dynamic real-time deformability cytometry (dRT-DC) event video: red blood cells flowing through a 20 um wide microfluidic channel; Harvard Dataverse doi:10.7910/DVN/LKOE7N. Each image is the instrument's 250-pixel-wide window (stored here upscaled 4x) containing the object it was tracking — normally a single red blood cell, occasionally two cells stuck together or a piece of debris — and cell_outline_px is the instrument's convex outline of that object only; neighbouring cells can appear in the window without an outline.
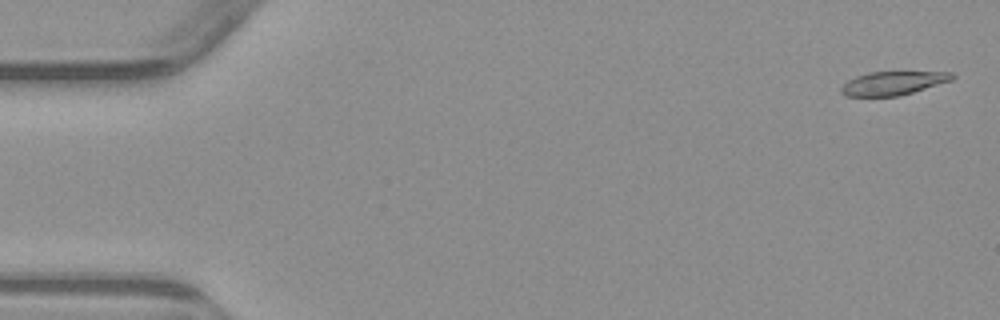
{"species": "common noctule bat (a hibernating species)", "species_latin": "Nyctalus noctula", "temperature_condition": "warm", "stored_images_in_passage": 5, "camera_frame_rate_fps": 3000, "um_per_image_px": 0.085, "animal": {"sex": "male", "body_mass_g": 23.1, "forearm_length_mm": 52.7}, "frame": {"image": 1, "passage_image": 1, "time_ms": 0.0, "image_size_px": [1000, 320], "cell_outline_px": [[956, 76], [952, 80], [900, 96], [848, 96], [840, 92], [840, 88], [848, 80], [856, 76], [868, 72], [952, 72]], "centroid_in_image_um": [75.91, 7.07], "position_along_channel_um": 9.1, "area_um2": 15.2}}
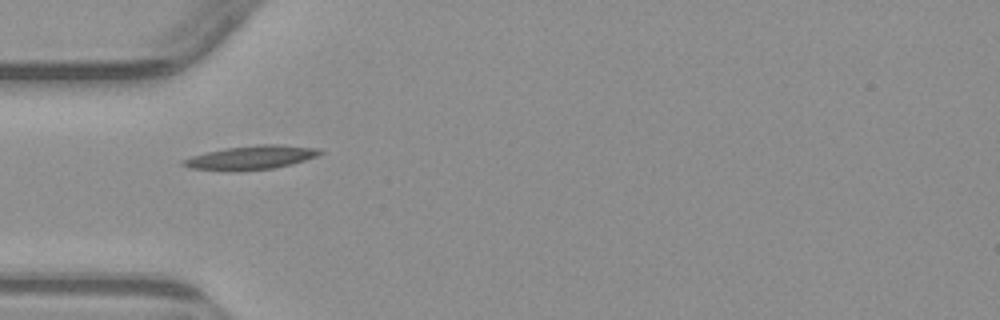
{"frame": {"image": 2, "passage_image": 5, "time_ms": 5.0, "image_size_px": [1000, 320], "cell_outline_px": [[324, 152], [316, 156], [292, 164], [272, 168], [188, 168], [180, 164], [180, 160], [204, 152], [228, 148], [256, 144], [276, 144], [320, 148]], "centroid_in_image_um": [21.39, 13.33], "position_along_channel_um": 63.6, "area_um2": 18.03}}